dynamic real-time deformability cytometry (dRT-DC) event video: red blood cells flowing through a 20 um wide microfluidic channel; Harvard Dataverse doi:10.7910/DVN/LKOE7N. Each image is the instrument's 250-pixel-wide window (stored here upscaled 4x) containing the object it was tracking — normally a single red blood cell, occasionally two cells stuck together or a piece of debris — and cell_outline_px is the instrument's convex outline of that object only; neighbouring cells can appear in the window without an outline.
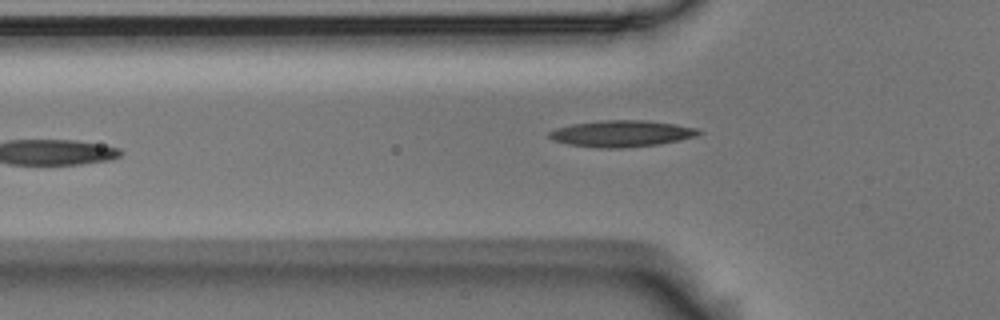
{"species": "Egyptian fruit bat (a non-hibernating species)", "species_latin": "Rousettus aegyptiacus", "temperature_condition": "room temperature", "stored_images_in_passage": 5, "camera_frame_rate_fps": 3000, "um_per_image_px": 0.085, "animal": {"sex": "male"}, "frame": {"image": 1, "passage_image": 5, "time_ms": 1.333, "image_size_px": [1000, 320], "cell_outline_px": [[704, 132], [696, 136], [680, 140], [660, 144], [624, 148], [596, 148], [568, 144], [552, 140], [548, 136], [548, 132], [556, 128], [572, 124], [600, 120], [644, 120], [676, 124], [700, 128]], "centroid_in_image_um": [52.86, 11.35], "position_along_channel_um": 72.9, "area_um2": 23.35}}